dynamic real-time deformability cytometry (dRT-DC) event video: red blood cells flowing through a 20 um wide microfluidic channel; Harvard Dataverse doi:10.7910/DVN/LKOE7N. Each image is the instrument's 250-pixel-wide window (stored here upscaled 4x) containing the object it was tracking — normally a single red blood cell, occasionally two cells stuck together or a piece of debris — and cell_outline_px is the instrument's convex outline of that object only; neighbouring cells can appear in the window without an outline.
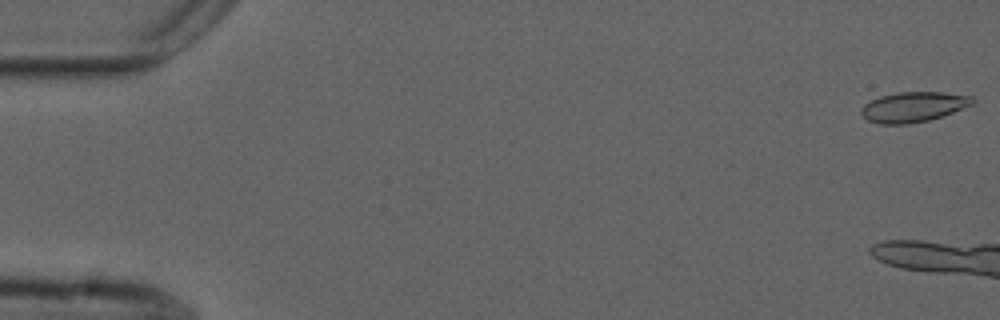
{"species": "common noctule bat (a hibernating species)", "species_latin": "Nyctalus noctula", "temperature_condition": "cold", "stored_images_in_passage": 5, "camera_frame_rate_fps": 3000, "um_per_image_px": 0.085, "animal": {"sex": "male", "forearm_length_mm": 52.5}, "frame": {"image": 1, "passage_image": 1, "time_ms": 0.0, "image_size_px": [1000, 320], "cell_outline_px": [[976, 100], [972, 104], [944, 116], [928, 120], [908, 124], [880, 124], [868, 120], [860, 112], [860, 108], [864, 104], [880, 96], [900, 92], [940, 92], [972, 96]], "centroid_in_image_um": [77.64, 9.09], "position_along_channel_um": 7.4, "area_um2": 19.48}}